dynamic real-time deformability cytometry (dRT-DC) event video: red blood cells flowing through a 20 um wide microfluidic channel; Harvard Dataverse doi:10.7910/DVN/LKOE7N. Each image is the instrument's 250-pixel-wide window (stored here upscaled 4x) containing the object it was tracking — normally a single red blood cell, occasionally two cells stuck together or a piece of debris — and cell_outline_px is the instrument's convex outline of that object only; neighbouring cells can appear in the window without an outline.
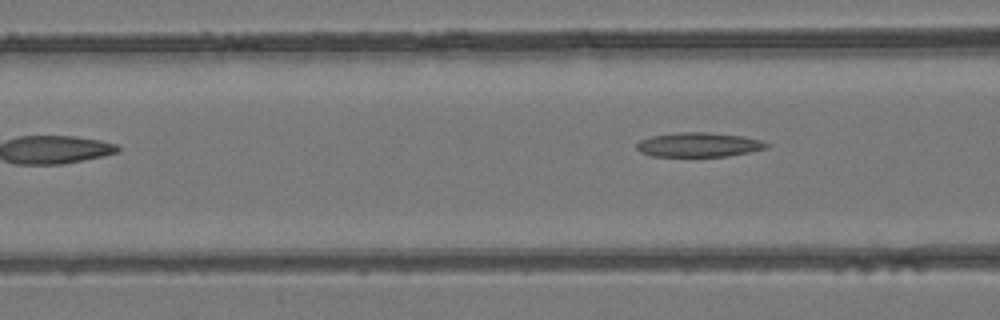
{"species": "common noctule bat (a hibernating species)", "species_latin": "Nyctalus noctula", "temperature_condition": "room temperature", "stored_images_in_passage": 7, "camera_frame_rate_fps": 3000, "um_per_image_px": 0.085, "animal": {"sex": "female", "body_mass_g": 24.6, "forearm_length_mm": 56.2}, "frame": {"image": 1, "passage_image": 7, "time_ms": 8.333, "image_size_px": [1000, 320], "cell_outline_px": [[772, 144], [768, 148], [728, 156], [652, 156], [640, 152], [636, 148], [636, 144], [640, 140], [652, 136], [676, 132], [708, 132], [744, 136], [760, 140]], "centroid_in_image_um": [59.41, 12.29], "position_along_channel_um": 107.2, "area_um2": 18.55}}